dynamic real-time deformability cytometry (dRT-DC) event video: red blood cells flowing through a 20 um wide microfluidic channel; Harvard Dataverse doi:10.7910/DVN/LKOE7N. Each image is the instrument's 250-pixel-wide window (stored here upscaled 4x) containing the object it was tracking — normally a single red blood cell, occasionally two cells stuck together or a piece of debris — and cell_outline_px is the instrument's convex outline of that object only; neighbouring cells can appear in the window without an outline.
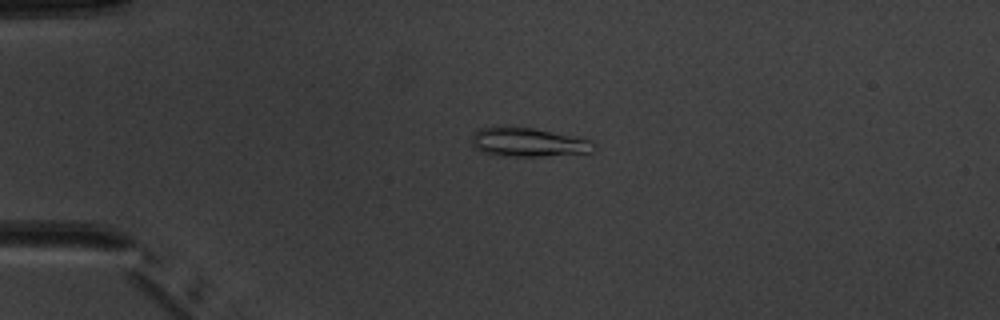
{"species": "common noctule bat (a hibernating species)", "species_latin": "Nyctalus noctula", "temperature_condition": "warm", "stored_images_in_passage": 3, "camera_frame_rate_fps": 3000, "um_per_image_px": 0.085, "animal": {"sex": "male", "body_mass_g": 20.1, "forearm_length_mm": 53.5}, "frame": {"image": 1, "passage_image": 2, "time_ms": 1.333, "image_size_px": [1000, 320], "cell_outline_px": [[596, 148], [592, 152], [540, 156], [508, 156], [480, 152], [472, 148], [472, 132], [480, 128], [496, 124], [532, 128], [592, 140], [596, 144]], "centroid_in_image_um": [44.81, 12.06], "position_along_channel_um": 40.2, "area_um2": 21.04}}